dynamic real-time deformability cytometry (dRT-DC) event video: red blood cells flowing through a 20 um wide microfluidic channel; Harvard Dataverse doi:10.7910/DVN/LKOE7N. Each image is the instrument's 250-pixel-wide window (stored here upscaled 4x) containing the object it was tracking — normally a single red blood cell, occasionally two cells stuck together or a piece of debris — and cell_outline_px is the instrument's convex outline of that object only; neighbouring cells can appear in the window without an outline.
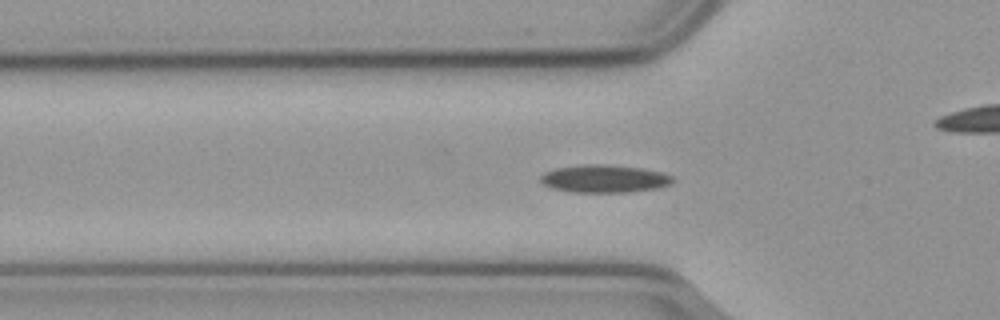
{"species": "common noctule bat (a hibernating species)", "species_latin": "Nyctalus noctula", "temperature_condition": "cold", "stored_images_in_passage": 57, "camera_frame_rate_fps": 3000, "um_per_image_px": 0.085, "animal": {"sex": "male", "body_mass_g": 23.1, "forearm_length_mm": 52.7}, "frame": {"image": 1, "passage_image": 18, "time_ms": 5.667, "image_size_px": [1000, 320], "cell_outline_px": [[676, 180], [672, 184], [660, 188], [628, 192], [568, 192], [552, 188], [544, 184], [540, 180], [540, 176], [544, 172], [556, 168], [580, 164], [600, 164], [644, 168], [664, 172], [672, 176]], "centroid_in_image_um": [51.41, 15.19], "position_along_channel_um": 74.4, "area_um2": 21.73}}
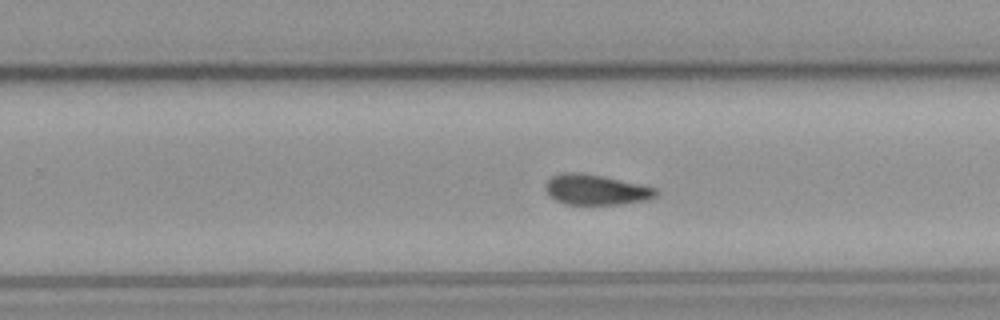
{"frame": {"image": 2, "passage_image": 35, "time_ms": 11.333, "image_size_px": [1000, 320], "cell_outline_px": [[660, 192], [656, 196], [644, 200], [620, 204], [564, 204], [556, 200], [544, 188], [544, 184], [552, 176], [564, 172], [580, 172], [604, 176], [640, 184], [656, 188]], "centroid_in_image_um": [50.65, 16.11], "position_along_channel_um": 279.1, "area_um2": 19.48}}
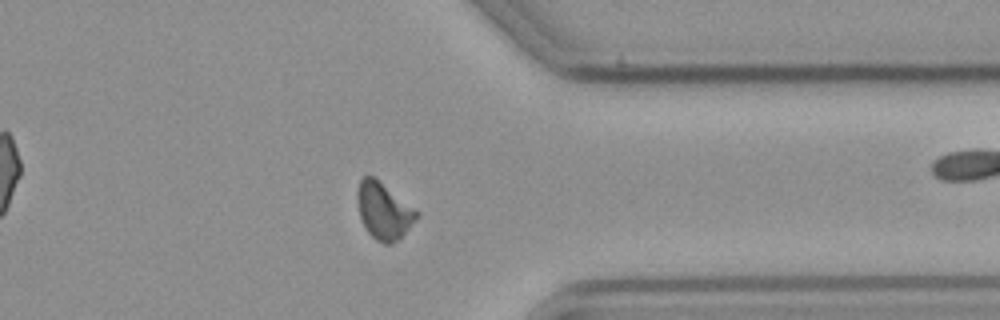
{"frame": {"image": 3, "passage_image": 44, "time_ms": 14.333, "image_size_px": [1000, 320], "cell_outline_px": [[420, 216], [392, 244], [384, 244], [376, 240], [368, 232], [360, 216], [356, 200], [356, 192], [360, 180], [364, 176], [372, 176], [420, 212]], "centroid_in_image_um": [32.6, 17.92], "position_along_channel_um": 378.8, "area_um2": 19.25}, "authors_computed_cell_mechanics": {"area_um2": 19.4208, "velocity_mm_per_s": 3.5986, "shape_relaxation_time_tau1_ms": 8.1169, "shape_relaxation_time_tau2_ms": 5.2427, "deformation_change_tau1": 0.1653, "deformation_change_tau2": 0.1043}}